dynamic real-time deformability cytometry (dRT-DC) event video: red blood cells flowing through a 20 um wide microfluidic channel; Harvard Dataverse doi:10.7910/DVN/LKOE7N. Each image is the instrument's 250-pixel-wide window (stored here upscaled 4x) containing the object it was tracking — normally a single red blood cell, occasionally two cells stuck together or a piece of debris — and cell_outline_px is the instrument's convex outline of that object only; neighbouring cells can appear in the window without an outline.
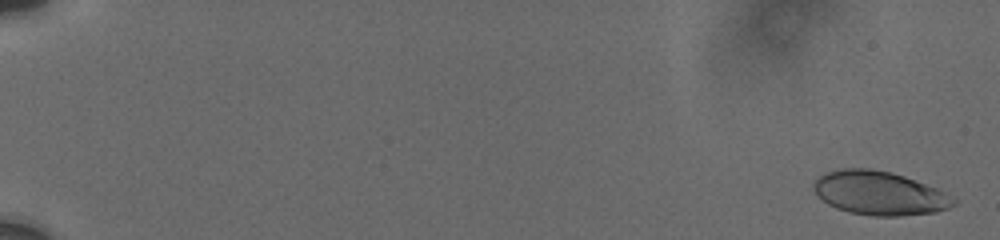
{"species": "human", "species_latin": "Homo sapiens", "temperature_condition": "cold", "stored_images_in_passage": 42, "camera_frame_rate_fps": 3000, "um_per_image_px": 0.085, "donor": {"sex": "male"}, "frame": {"image": 1, "passage_image": 3, "time_ms": 0.333, "image_size_px": [1000, 240], "cell_outline_px": [[956, 204], [948, 208], [936, 212], [900, 216], [872, 216], [848, 212], [836, 208], [828, 204], [816, 192], [812, 184], [820, 176], [828, 172], [840, 168], [872, 168], [892, 172], [904, 176], [936, 188], [956, 200]], "centroid_in_image_um": [74.75, 16.42], "position_along_channel_um": 10.3, "area_um2": 35.49}}
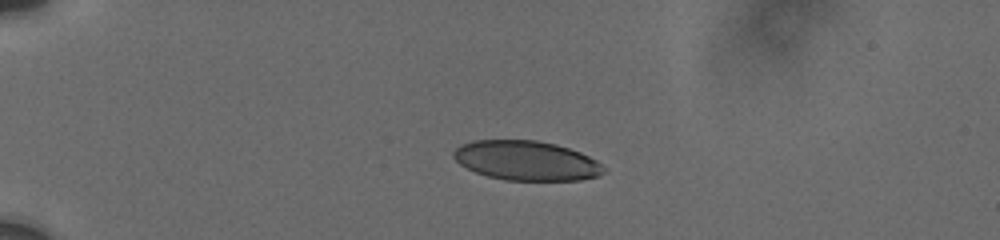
{"frame": {"image": 2, "passage_image": 31, "time_ms": 5.0, "image_size_px": [1000, 240], "cell_outline_px": [[604, 172], [596, 176], [580, 180], [504, 180], [488, 176], [476, 172], [460, 164], [452, 156], [452, 152], [460, 144], [472, 140], [536, 140], [556, 144], [580, 152], [596, 160], [604, 168]], "centroid_in_image_um": [44.7, 13.64], "position_along_channel_um": 40.3, "area_um2": 34.51}}